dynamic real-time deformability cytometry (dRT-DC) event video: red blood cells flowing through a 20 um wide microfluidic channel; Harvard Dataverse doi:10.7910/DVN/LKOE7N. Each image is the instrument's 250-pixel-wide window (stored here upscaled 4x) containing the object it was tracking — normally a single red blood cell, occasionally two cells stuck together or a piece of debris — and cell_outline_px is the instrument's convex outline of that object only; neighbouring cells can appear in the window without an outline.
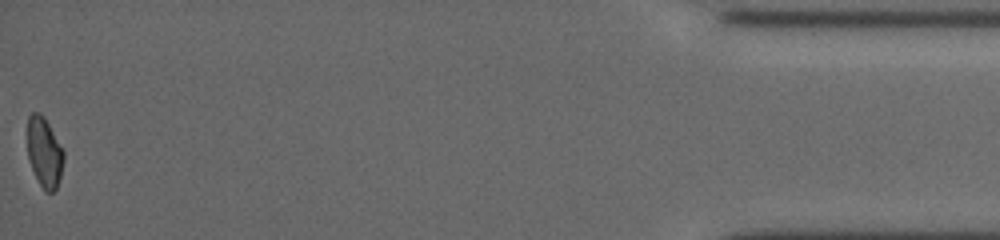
{"species": "common noctule bat (a hibernating species)", "species_latin": "Nyctalus noctula", "temperature_condition": "cold", "stored_images_in_passage": 97, "camera_frame_rate_fps": 3000, "um_per_image_px": 0.085, "animal": {"sex": "female", "body_mass_g": 19.5, "forearm_length_mm": 54.1}, "frame": {"image": 1, "passage_image": 97, "time_ms": 18.667, "image_size_px": [1000, 240], "cell_outline_px": [[64, 160], [60, 176], [56, 188], [52, 192], [44, 192], [32, 168], [28, 156], [28, 116], [32, 112], [36, 112], [44, 116], [64, 152]], "centroid_in_image_um": [3.77, 12.95], "position_along_channel_um": 431.4, "area_um2": 14.51}, "authors_computed_cell_mechanics": {"area_um2": 15.7216, "velocity_mm_per_s": 3.7932, "shape_relaxation_time_tau1_ms": null, "shape_relaxation_time_tau2_ms": 4.8459, "deformation_change_tau1": null, "deformation_change_tau2": 0.0771}}